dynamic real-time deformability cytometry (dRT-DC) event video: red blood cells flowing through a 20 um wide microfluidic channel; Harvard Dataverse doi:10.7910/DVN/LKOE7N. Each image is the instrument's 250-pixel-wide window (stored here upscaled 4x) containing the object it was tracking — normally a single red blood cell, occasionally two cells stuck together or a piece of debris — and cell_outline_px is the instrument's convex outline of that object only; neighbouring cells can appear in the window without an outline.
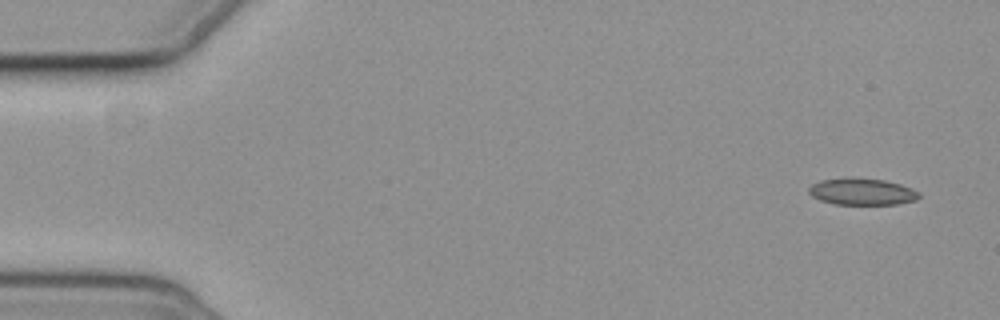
{"species": "common noctule bat (a hibernating species)", "species_latin": "Nyctalus noctula", "temperature_condition": "cold", "stored_images_in_passage": 4, "camera_frame_rate_fps": 3000, "um_per_image_px": 0.085, "animal": {"sex": "female", "body_mass_g": 19.3, "forearm_length_mm": 54.1}, "frame": {"image": 1, "passage_image": 1, "time_ms": 0.0, "image_size_px": [1000, 320], "cell_outline_px": [[920, 196], [916, 200], [896, 204], [836, 204], [820, 200], [812, 196], [808, 192], [808, 188], [812, 184], [820, 180], [844, 176], [852, 176], [884, 180], [900, 184], [912, 188], [920, 192]], "centroid_in_image_um": [73.25, 16.26], "position_along_channel_um": 11.8, "area_um2": 17.51}}
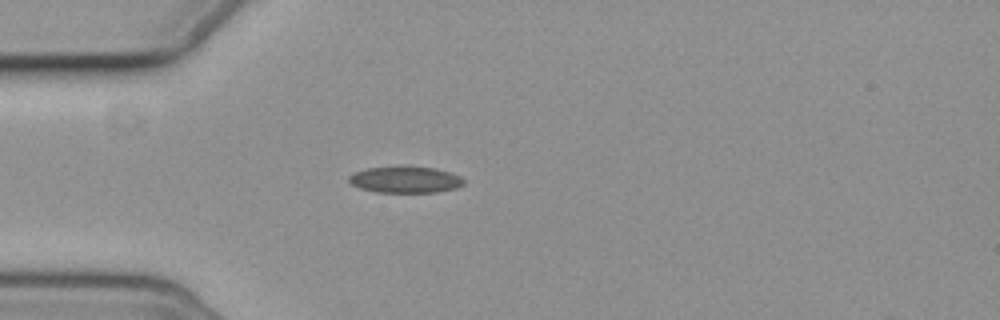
{"frame": {"image": 2, "passage_image": 4, "time_ms": 4.333, "image_size_px": [1000, 320], "cell_outline_px": [[464, 184], [456, 188], [436, 192], [376, 192], [360, 188], [352, 184], [348, 180], [348, 176], [356, 172], [368, 168], [436, 168], [452, 172], [460, 176], [464, 180]], "centroid_in_image_um": [34.49, 15.29], "position_along_channel_um": 50.5, "area_um2": 17.22}}